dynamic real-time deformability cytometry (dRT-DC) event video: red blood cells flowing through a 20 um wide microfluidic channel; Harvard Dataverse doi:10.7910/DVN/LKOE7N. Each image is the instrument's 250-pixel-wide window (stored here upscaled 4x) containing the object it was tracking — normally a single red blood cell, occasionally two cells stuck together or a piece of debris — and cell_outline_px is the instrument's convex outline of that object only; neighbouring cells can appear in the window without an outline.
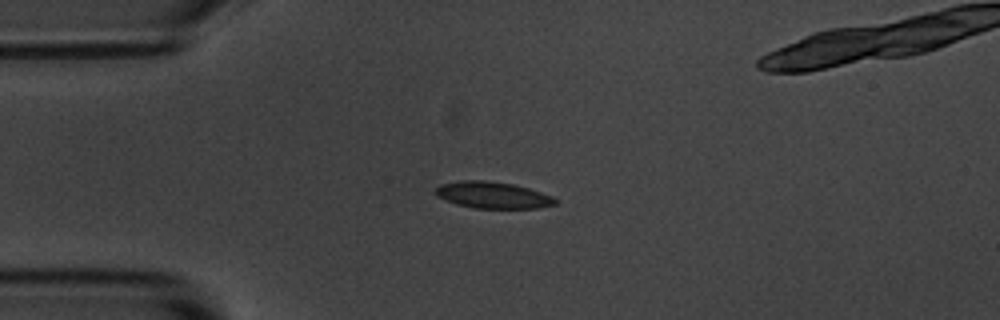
{"species": "common noctule bat (a hibernating species)", "species_latin": "Nyctalus noctula", "temperature_condition": "room temperature", "stored_images_in_passage": 44, "camera_frame_rate_fps": 3000, "um_per_image_px": 0.085, "animal": {"sex": "male", "body_mass_g": 20.1, "forearm_length_mm": 53.5}, "frame": {"image": 1, "passage_image": 1, "time_ms": 0.0, "image_size_px": [1000, 320], "cell_outline_px": [[556, 204], [536, 208], [476, 208], [456, 204], [436, 196], [432, 192], [440, 184], [460, 180], [484, 180], [512, 184], [528, 188], [552, 196], [556, 200]], "centroid_in_image_um": [41.82, 16.57], "position_along_channel_um": 43.2, "area_um2": 18.5}}
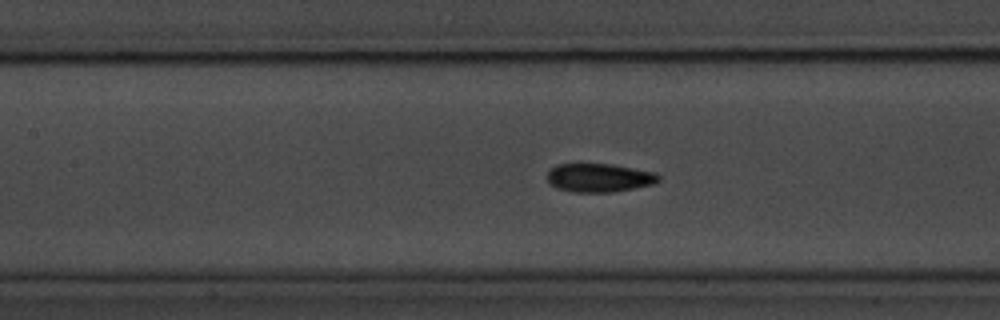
{"frame": {"image": 2, "passage_image": 12, "time_ms": 3.667, "image_size_px": [1000, 320], "cell_outline_px": [[660, 180], [656, 184], [612, 192], [572, 192], [556, 188], [548, 184], [548, 172], [556, 164], [612, 164], [656, 172], [660, 176]], "centroid_in_image_um": [50.95, 15.11], "position_along_channel_um": 156.4, "area_um2": 18.73}}
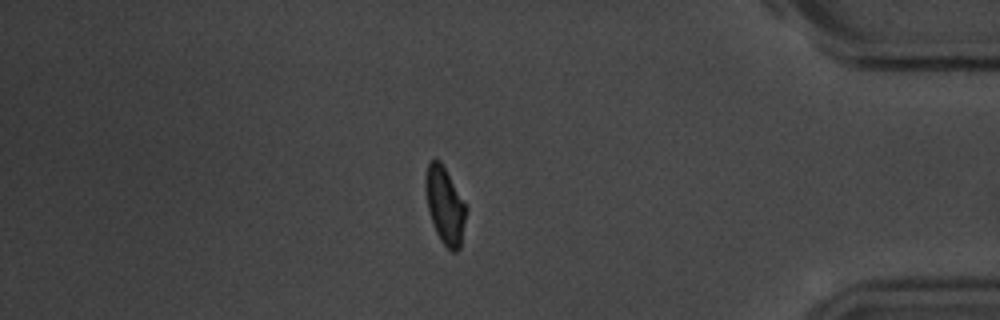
{"frame": {"image": 3, "passage_image": 35, "time_ms": 11.333, "image_size_px": [1000, 320], "cell_outline_px": [[468, 208], [460, 248], [456, 252], [452, 252], [440, 240], [436, 232], [428, 212], [424, 188], [424, 176], [428, 164], [432, 160], [440, 160]], "centroid_in_image_um": [37.81, 17.48], "position_along_channel_um": 397.4, "area_um2": 18.38}, "authors_computed_cell_mechanics": {"area_um2": 18.496, "velocity_mm_per_s": 3.6004, "shape_relaxation_time_tau1_ms": 3.1667, "shape_relaxation_time_tau2_ms": 1.796, "deformation_change_tau1": 0.1314, "deformation_change_tau2": 0.0876}}